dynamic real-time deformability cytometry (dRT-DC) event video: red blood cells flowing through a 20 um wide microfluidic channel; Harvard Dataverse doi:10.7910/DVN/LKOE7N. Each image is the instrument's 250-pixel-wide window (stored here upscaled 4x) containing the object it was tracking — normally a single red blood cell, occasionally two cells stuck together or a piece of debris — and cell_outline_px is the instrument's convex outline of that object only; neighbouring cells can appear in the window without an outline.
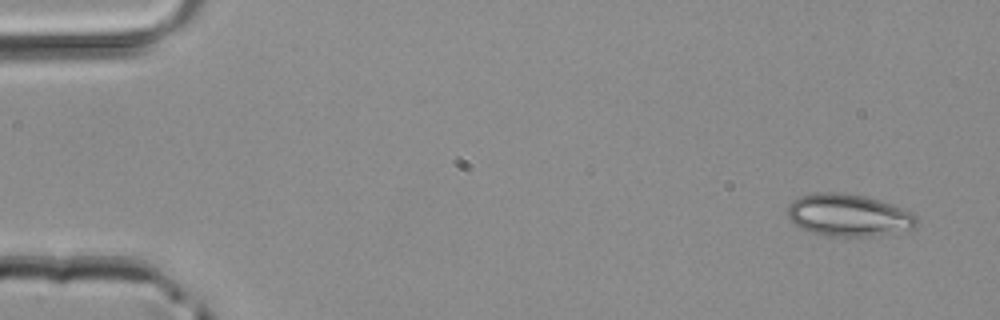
{"species": "common noctule bat (a hibernating species)", "species_latin": "Nyctalus noctula", "temperature_condition": "room temperature", "stored_images_in_passage": 4, "camera_frame_rate_fps": 3000, "um_per_image_px": 0.085, "animal": {"sex": "male", "body_mass_g": 20.4}, "frame": {"image": 1, "passage_image": 1, "time_ms": 0.0, "image_size_px": [1000, 320], "cell_outline_px": [[916, 224], [912, 228], [868, 236], [832, 236], [812, 232], [800, 228], [788, 216], [788, 204], [792, 200], [800, 196], [816, 192], [844, 192], [864, 196], [892, 204], [912, 212], [916, 216]], "centroid_in_image_um": [72.08, 18.26], "position_along_channel_um": 12.9, "area_um2": 31.39}}